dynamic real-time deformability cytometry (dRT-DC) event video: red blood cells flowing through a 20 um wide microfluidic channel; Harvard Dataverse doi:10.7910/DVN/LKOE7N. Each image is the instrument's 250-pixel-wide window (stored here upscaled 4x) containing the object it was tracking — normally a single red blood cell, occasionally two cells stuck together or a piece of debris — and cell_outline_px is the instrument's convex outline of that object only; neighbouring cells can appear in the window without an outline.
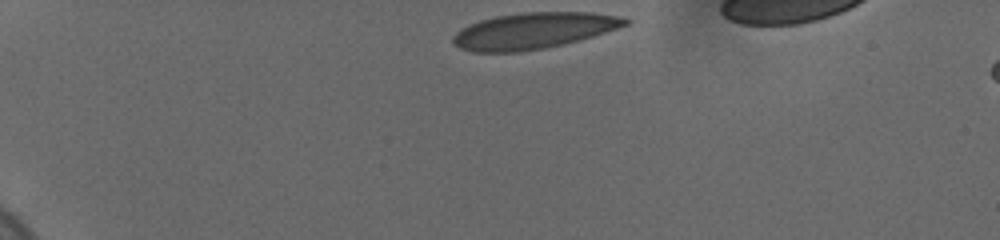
{"species": "human", "species_latin": "Homo sapiens", "temperature_condition": "cold", "stored_images_in_passage": 37, "camera_frame_rate_fps": 3000, "um_per_image_px": 0.085, "donor": {"sex": "female"}, "frame": {"image": 1, "passage_image": 1, "time_ms": 0.0, "image_size_px": [1000, 240], "cell_outline_px": [[632, 20], [628, 24], [580, 40], [544, 48], [520, 52], [472, 52], [460, 48], [452, 44], [452, 36], [460, 28], [468, 24], [480, 20], [496, 16], [524, 12], [588, 12], [616, 16]], "centroid_in_image_um": [45.27, 2.61], "position_along_channel_um": 39.7, "area_um2": 36.24}}
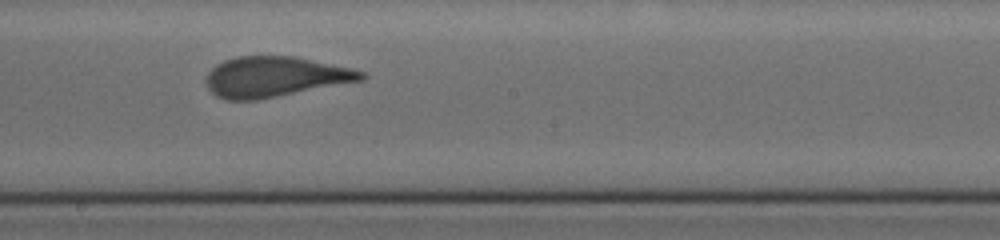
{"frame": {"image": 2, "passage_image": 22, "time_ms": 7.0, "image_size_px": [1000, 240], "cell_outline_px": [[368, 76], [364, 80], [256, 100], [228, 100], [216, 96], [208, 88], [208, 72], [216, 64], [224, 60], [236, 56], [296, 56], [352, 68], [364, 72]], "centroid_in_image_um": [23.4, 6.52], "position_along_channel_um": 224.8, "area_um2": 36.41}}
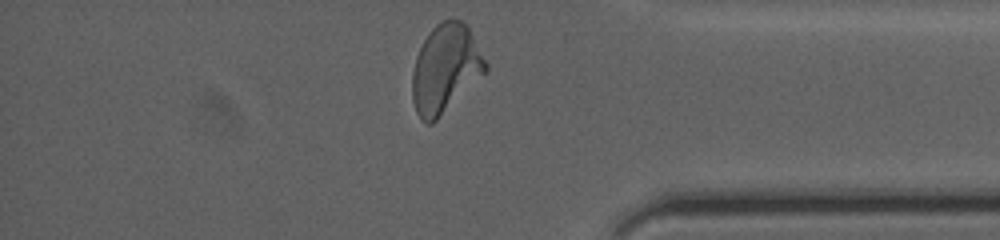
{"frame": {"image": 3, "passage_image": 37, "time_ms": 12.0, "image_size_px": [1000, 240], "cell_outline_px": [[488, 72], [432, 124], [428, 124], [420, 120], [416, 112], [412, 100], [412, 72], [416, 56], [428, 32], [440, 20], [460, 20], [468, 28], [488, 64]], "centroid_in_image_um": [37.86, 5.87], "position_along_channel_um": 397.3, "area_um2": 37.86}, "authors_computed_cell_mechanics": {"area_um2": 36.5296, "velocity_mm_per_s": 3.6624, "shape_relaxation_time_tau1_ms": 8.3574, "shape_relaxation_time_tau2_ms": null, "deformation_change_tau1": 0.2383, "deformation_change_tau2": null}}